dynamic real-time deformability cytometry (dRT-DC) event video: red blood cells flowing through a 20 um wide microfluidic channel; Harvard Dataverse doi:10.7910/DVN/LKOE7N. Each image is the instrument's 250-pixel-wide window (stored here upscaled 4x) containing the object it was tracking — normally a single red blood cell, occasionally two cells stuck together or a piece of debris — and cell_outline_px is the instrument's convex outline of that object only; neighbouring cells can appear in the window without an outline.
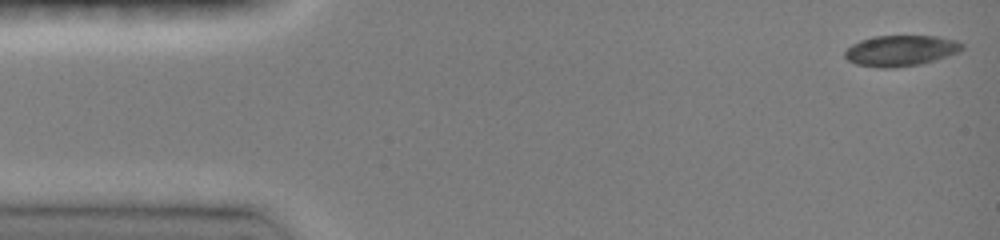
{"species": "common noctule bat (a hibernating species)", "species_latin": "Nyctalus noctula", "temperature_condition": "room temperature", "stored_images_in_passage": 15, "camera_frame_rate_fps": 3000, "um_per_image_px": 0.085, "animal": {"sex": "female", "body_mass_g": 19.0, "forearm_length_mm": 51.5}, "frame": {"image": 1, "passage_image": 1, "time_ms": 0.0, "image_size_px": [1000, 240], "cell_outline_px": [[964, 48], [960, 52], [936, 60], [920, 64], [892, 68], [880, 68], [856, 64], [848, 60], [844, 56], [844, 52], [852, 44], [860, 40], [876, 36], [940, 36], [956, 40], [964, 44]], "centroid_in_image_um": [76.6, 4.3], "position_along_channel_um": 8.4, "area_um2": 21.21}}
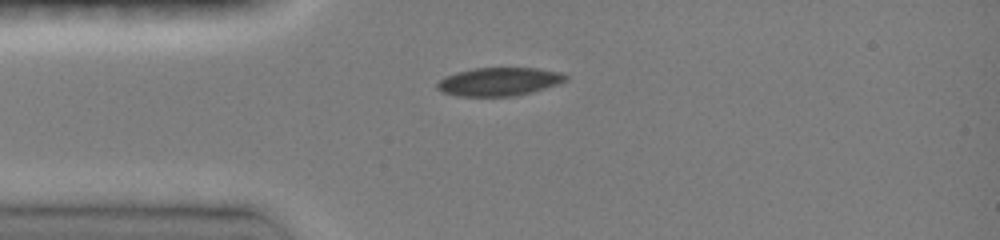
{"frame": {"image": 2, "passage_image": 10, "time_ms": 3.333, "image_size_px": [1000, 240], "cell_outline_px": [[568, 80], [560, 84], [532, 92], [512, 96], [460, 96], [440, 92], [436, 88], [436, 84], [444, 76], [456, 72], [472, 68], [536, 68], [560, 72], [568, 76]], "centroid_in_image_um": [42.42, 6.94], "position_along_channel_um": 42.6, "area_um2": 21.39}}